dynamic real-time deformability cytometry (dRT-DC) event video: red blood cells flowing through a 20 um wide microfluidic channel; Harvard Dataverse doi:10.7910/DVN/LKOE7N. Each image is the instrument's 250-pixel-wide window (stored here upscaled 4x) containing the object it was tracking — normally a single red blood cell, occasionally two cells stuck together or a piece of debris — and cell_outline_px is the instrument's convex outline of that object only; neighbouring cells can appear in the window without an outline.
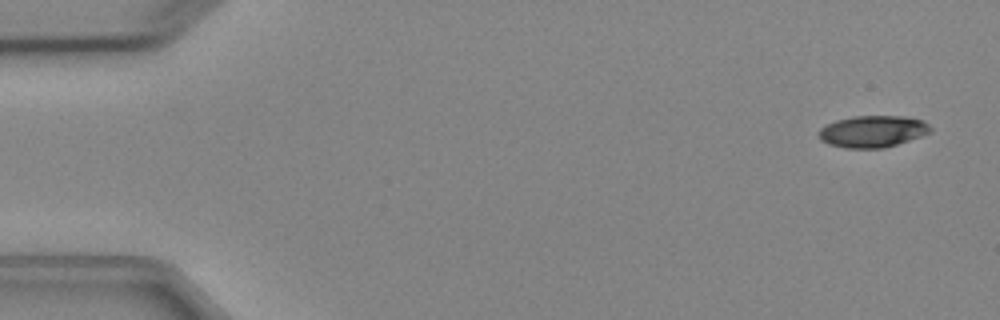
{"species": "Egyptian fruit bat (a non-hibernating species)", "species_latin": "Rousettus aegyptiacus", "temperature_condition": "cold", "stored_images_in_passage": 8, "camera_frame_rate_fps": 3000, "um_per_image_px": 0.085, "animal": {"sex": "female"}, "frame": {"image": 1, "passage_image": 1, "time_ms": 0.0, "image_size_px": [1000, 320], "cell_outline_px": [[932, 132], [884, 148], [844, 148], [828, 144], [820, 140], [816, 132], [820, 128], [836, 120], [852, 116], [904, 116], [924, 120], [932, 128]], "centroid_in_image_um": [74.15, 11.17], "position_along_channel_um": 10.8, "area_um2": 20.81}}
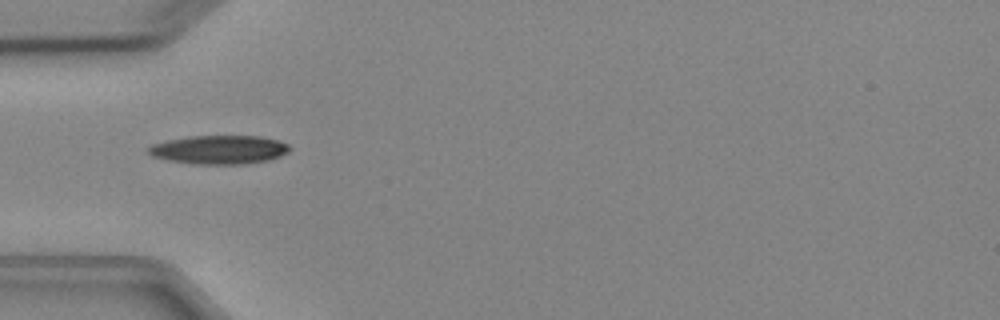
{"frame": {"image": 2, "passage_image": 5, "time_ms": 4.667, "image_size_px": [1000, 320], "cell_outline_px": [[292, 148], [288, 152], [280, 156], [268, 160], [244, 164], [192, 164], [168, 160], [152, 156], [144, 148], [152, 144], [168, 140], [188, 136], [260, 136], [276, 140], [288, 144]], "centroid_in_image_um": [18.6, 12.72], "position_along_channel_um": 66.4, "area_um2": 23.76}}
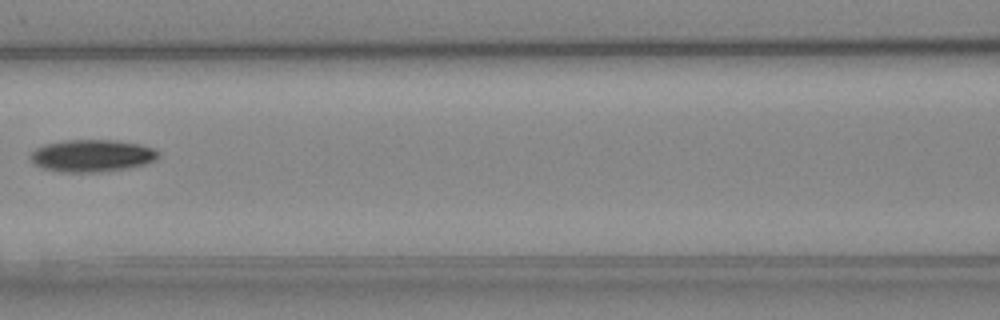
{"frame": {"image": 3, "passage_image": 7, "time_ms": 7.0, "image_size_px": [1000, 320], "cell_outline_px": [[160, 156], [156, 160], [144, 164], [124, 168], [100, 172], [60, 172], [44, 168], [36, 164], [28, 156], [36, 148], [44, 144], [64, 140], [116, 140], [140, 144], [152, 148], [160, 152]], "centroid_in_image_um": [7.82, 13.22], "position_along_channel_um": 158.8, "area_um2": 23.99}}